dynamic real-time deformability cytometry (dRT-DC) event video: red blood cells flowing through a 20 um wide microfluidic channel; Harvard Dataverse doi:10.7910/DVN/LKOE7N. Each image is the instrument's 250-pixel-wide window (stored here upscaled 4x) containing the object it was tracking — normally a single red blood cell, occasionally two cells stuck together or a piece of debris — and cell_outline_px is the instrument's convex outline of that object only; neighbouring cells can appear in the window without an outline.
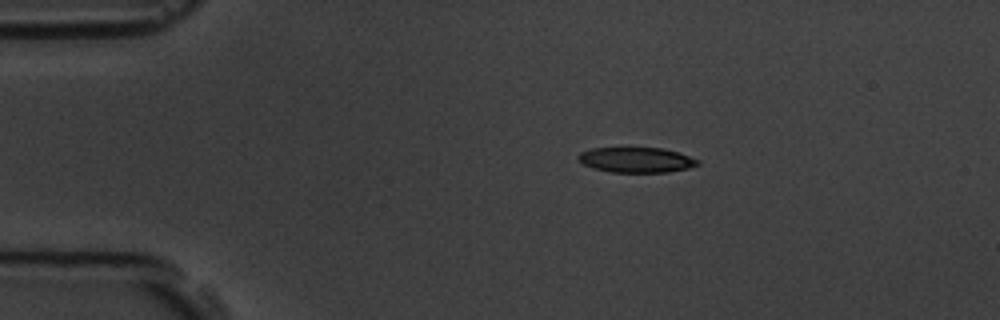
{"species": "common noctule bat (a hibernating species)", "species_latin": "Nyctalus noctula", "temperature_condition": "room temperature", "stored_images_in_passage": 2, "camera_frame_rate_fps": 3000, "um_per_image_px": 0.085, "animal": {"sex": "male", "body_mass_g": 19.5, "forearm_length_mm": 54.6}, "frame": {"image": 1, "passage_image": 1, "time_ms": 0.0, "image_size_px": [1000, 320], "cell_outline_px": [[700, 164], [688, 168], [668, 172], [612, 172], [592, 168], [584, 164], [576, 156], [580, 152], [592, 148], [660, 148], [676, 152], [700, 160]], "centroid_in_image_um": [54.07, 13.59], "position_along_channel_um": 30.9, "area_um2": 17.4}}